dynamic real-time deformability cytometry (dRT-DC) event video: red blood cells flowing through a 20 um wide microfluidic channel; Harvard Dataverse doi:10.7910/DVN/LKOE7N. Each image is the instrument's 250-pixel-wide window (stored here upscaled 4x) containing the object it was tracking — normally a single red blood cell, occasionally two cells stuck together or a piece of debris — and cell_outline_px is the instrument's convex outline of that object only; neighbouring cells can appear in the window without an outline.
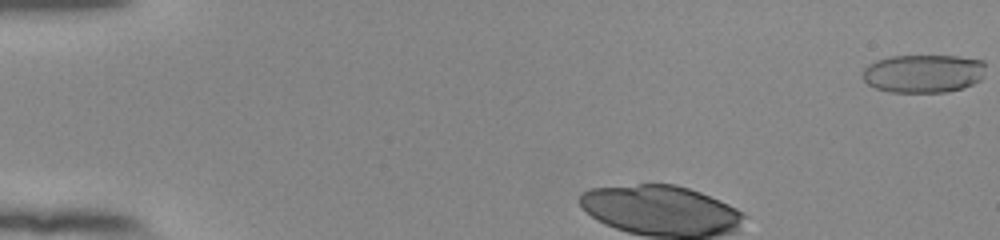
{"species": "human", "species_latin": "Homo sapiens", "temperature_condition": "room temperature", "stored_images_in_passage": 36, "camera_frame_rate_fps": 3000, "um_per_image_px": 0.085, "donor": {"sex": "female"}, "frame": {"image": 1, "passage_image": 1, "time_ms": 0.0, "image_size_px": [1000, 240], "cell_outline_px": [[984, 76], [980, 80], [972, 84], [948, 92], [888, 92], [876, 88], [868, 84], [864, 80], [864, 68], [868, 64], [876, 60], [888, 56], [956, 56], [984, 60]], "centroid_in_image_um": [78.49, 6.24], "position_along_channel_um": 6.5, "area_um2": 27.51}}